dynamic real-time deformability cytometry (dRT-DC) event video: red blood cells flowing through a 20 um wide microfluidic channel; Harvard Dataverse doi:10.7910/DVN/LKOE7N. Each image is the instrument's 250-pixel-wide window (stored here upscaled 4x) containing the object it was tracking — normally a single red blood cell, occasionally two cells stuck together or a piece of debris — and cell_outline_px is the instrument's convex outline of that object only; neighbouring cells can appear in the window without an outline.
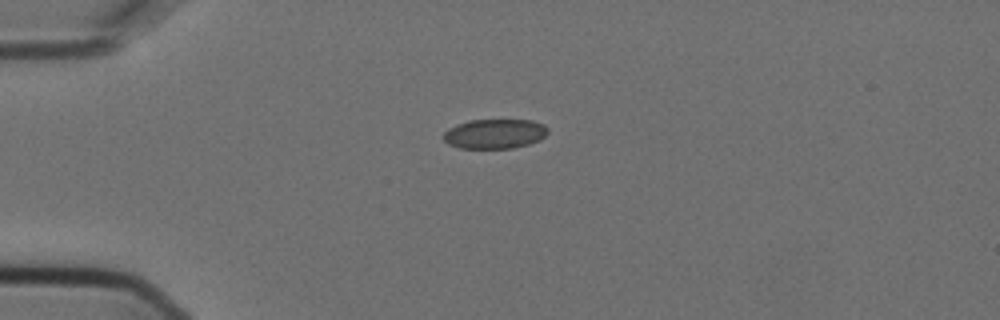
{"species": "Egyptian fruit bat (a non-hibernating species)", "species_latin": "Rousettus aegyptiacus", "temperature_condition": "cold", "stored_images_in_passage": 2, "camera_frame_rate_fps": 3000, "um_per_image_px": 0.085, "animal": {"sex": "female"}, "frame": {"image": 1, "passage_image": 1, "time_ms": 0.0, "image_size_px": [1000, 320], "cell_outline_px": [[548, 132], [540, 140], [528, 144], [512, 148], [460, 148], [448, 144], [444, 140], [444, 132], [448, 128], [468, 120], [532, 120], [544, 124], [548, 128]], "centroid_in_image_um": [42.06, 11.37], "position_along_channel_um": 42.9, "area_um2": 18.03}}